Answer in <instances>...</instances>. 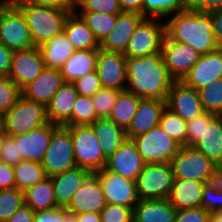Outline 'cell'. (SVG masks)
Here are the masks:
<instances>
[{
    "label": "cell",
    "mask_w": 222,
    "mask_h": 222,
    "mask_svg": "<svg viewBox=\"0 0 222 222\" xmlns=\"http://www.w3.org/2000/svg\"><path fill=\"white\" fill-rule=\"evenodd\" d=\"M49 123L46 106L28 100L23 95L4 114V131L8 136L27 133Z\"/></svg>",
    "instance_id": "6"
},
{
    "label": "cell",
    "mask_w": 222,
    "mask_h": 222,
    "mask_svg": "<svg viewBox=\"0 0 222 222\" xmlns=\"http://www.w3.org/2000/svg\"><path fill=\"white\" fill-rule=\"evenodd\" d=\"M205 184L192 179L174 178L169 202L176 210L201 207Z\"/></svg>",
    "instance_id": "27"
},
{
    "label": "cell",
    "mask_w": 222,
    "mask_h": 222,
    "mask_svg": "<svg viewBox=\"0 0 222 222\" xmlns=\"http://www.w3.org/2000/svg\"><path fill=\"white\" fill-rule=\"evenodd\" d=\"M91 174L89 170L76 166L73 169L51 176L57 206L66 208L75 192Z\"/></svg>",
    "instance_id": "25"
},
{
    "label": "cell",
    "mask_w": 222,
    "mask_h": 222,
    "mask_svg": "<svg viewBox=\"0 0 222 222\" xmlns=\"http://www.w3.org/2000/svg\"><path fill=\"white\" fill-rule=\"evenodd\" d=\"M13 51L0 43V77H8L11 70Z\"/></svg>",
    "instance_id": "53"
},
{
    "label": "cell",
    "mask_w": 222,
    "mask_h": 222,
    "mask_svg": "<svg viewBox=\"0 0 222 222\" xmlns=\"http://www.w3.org/2000/svg\"><path fill=\"white\" fill-rule=\"evenodd\" d=\"M183 11H201L203 12V0H181Z\"/></svg>",
    "instance_id": "58"
},
{
    "label": "cell",
    "mask_w": 222,
    "mask_h": 222,
    "mask_svg": "<svg viewBox=\"0 0 222 222\" xmlns=\"http://www.w3.org/2000/svg\"><path fill=\"white\" fill-rule=\"evenodd\" d=\"M25 205L34 212L58 208L51 177L45 178L24 191Z\"/></svg>",
    "instance_id": "33"
},
{
    "label": "cell",
    "mask_w": 222,
    "mask_h": 222,
    "mask_svg": "<svg viewBox=\"0 0 222 222\" xmlns=\"http://www.w3.org/2000/svg\"><path fill=\"white\" fill-rule=\"evenodd\" d=\"M64 32L76 50L100 49L99 41L75 11L67 17Z\"/></svg>",
    "instance_id": "31"
},
{
    "label": "cell",
    "mask_w": 222,
    "mask_h": 222,
    "mask_svg": "<svg viewBox=\"0 0 222 222\" xmlns=\"http://www.w3.org/2000/svg\"><path fill=\"white\" fill-rule=\"evenodd\" d=\"M47 177L63 173L76 167L70 131L59 126L51 136L48 149L41 162Z\"/></svg>",
    "instance_id": "11"
},
{
    "label": "cell",
    "mask_w": 222,
    "mask_h": 222,
    "mask_svg": "<svg viewBox=\"0 0 222 222\" xmlns=\"http://www.w3.org/2000/svg\"><path fill=\"white\" fill-rule=\"evenodd\" d=\"M201 207L209 213L222 210V174L220 172L215 176L213 182L204 185Z\"/></svg>",
    "instance_id": "42"
},
{
    "label": "cell",
    "mask_w": 222,
    "mask_h": 222,
    "mask_svg": "<svg viewBox=\"0 0 222 222\" xmlns=\"http://www.w3.org/2000/svg\"><path fill=\"white\" fill-rule=\"evenodd\" d=\"M145 165L132 139L126 138L119 148L107 158L106 169L126 179L137 181Z\"/></svg>",
    "instance_id": "17"
},
{
    "label": "cell",
    "mask_w": 222,
    "mask_h": 222,
    "mask_svg": "<svg viewBox=\"0 0 222 222\" xmlns=\"http://www.w3.org/2000/svg\"><path fill=\"white\" fill-rule=\"evenodd\" d=\"M220 79H222V47L201 55L182 82L199 90Z\"/></svg>",
    "instance_id": "19"
},
{
    "label": "cell",
    "mask_w": 222,
    "mask_h": 222,
    "mask_svg": "<svg viewBox=\"0 0 222 222\" xmlns=\"http://www.w3.org/2000/svg\"><path fill=\"white\" fill-rule=\"evenodd\" d=\"M210 15L212 17L215 40L222 47V9L210 12Z\"/></svg>",
    "instance_id": "56"
},
{
    "label": "cell",
    "mask_w": 222,
    "mask_h": 222,
    "mask_svg": "<svg viewBox=\"0 0 222 222\" xmlns=\"http://www.w3.org/2000/svg\"><path fill=\"white\" fill-rule=\"evenodd\" d=\"M101 43L114 29L118 14H107L91 11H75Z\"/></svg>",
    "instance_id": "36"
},
{
    "label": "cell",
    "mask_w": 222,
    "mask_h": 222,
    "mask_svg": "<svg viewBox=\"0 0 222 222\" xmlns=\"http://www.w3.org/2000/svg\"><path fill=\"white\" fill-rule=\"evenodd\" d=\"M144 17L132 34L123 53L125 57H143L160 53L165 37V22Z\"/></svg>",
    "instance_id": "10"
},
{
    "label": "cell",
    "mask_w": 222,
    "mask_h": 222,
    "mask_svg": "<svg viewBox=\"0 0 222 222\" xmlns=\"http://www.w3.org/2000/svg\"><path fill=\"white\" fill-rule=\"evenodd\" d=\"M91 126L106 158L110 157L127 138L125 130L109 118H98Z\"/></svg>",
    "instance_id": "30"
},
{
    "label": "cell",
    "mask_w": 222,
    "mask_h": 222,
    "mask_svg": "<svg viewBox=\"0 0 222 222\" xmlns=\"http://www.w3.org/2000/svg\"><path fill=\"white\" fill-rule=\"evenodd\" d=\"M165 21V35L175 42L188 44L201 55L213 52L217 44L210 13L181 11L168 16Z\"/></svg>",
    "instance_id": "2"
},
{
    "label": "cell",
    "mask_w": 222,
    "mask_h": 222,
    "mask_svg": "<svg viewBox=\"0 0 222 222\" xmlns=\"http://www.w3.org/2000/svg\"><path fill=\"white\" fill-rule=\"evenodd\" d=\"M7 136L8 135L5 133L4 130L0 133V152L2 150V147L4 145V142H5Z\"/></svg>",
    "instance_id": "63"
},
{
    "label": "cell",
    "mask_w": 222,
    "mask_h": 222,
    "mask_svg": "<svg viewBox=\"0 0 222 222\" xmlns=\"http://www.w3.org/2000/svg\"><path fill=\"white\" fill-rule=\"evenodd\" d=\"M187 124V146H193L204 131V113L186 122Z\"/></svg>",
    "instance_id": "50"
},
{
    "label": "cell",
    "mask_w": 222,
    "mask_h": 222,
    "mask_svg": "<svg viewBox=\"0 0 222 222\" xmlns=\"http://www.w3.org/2000/svg\"><path fill=\"white\" fill-rule=\"evenodd\" d=\"M22 95L21 89L9 77H0V113H7Z\"/></svg>",
    "instance_id": "44"
},
{
    "label": "cell",
    "mask_w": 222,
    "mask_h": 222,
    "mask_svg": "<svg viewBox=\"0 0 222 222\" xmlns=\"http://www.w3.org/2000/svg\"><path fill=\"white\" fill-rule=\"evenodd\" d=\"M166 104L168 109L186 122L205 112L198 91L185 85L182 81L172 83Z\"/></svg>",
    "instance_id": "16"
},
{
    "label": "cell",
    "mask_w": 222,
    "mask_h": 222,
    "mask_svg": "<svg viewBox=\"0 0 222 222\" xmlns=\"http://www.w3.org/2000/svg\"><path fill=\"white\" fill-rule=\"evenodd\" d=\"M193 147L222 167V115L204 112V131Z\"/></svg>",
    "instance_id": "23"
},
{
    "label": "cell",
    "mask_w": 222,
    "mask_h": 222,
    "mask_svg": "<svg viewBox=\"0 0 222 222\" xmlns=\"http://www.w3.org/2000/svg\"><path fill=\"white\" fill-rule=\"evenodd\" d=\"M173 182L171 163L145 164L136 181L139 200L168 198Z\"/></svg>",
    "instance_id": "9"
},
{
    "label": "cell",
    "mask_w": 222,
    "mask_h": 222,
    "mask_svg": "<svg viewBox=\"0 0 222 222\" xmlns=\"http://www.w3.org/2000/svg\"><path fill=\"white\" fill-rule=\"evenodd\" d=\"M132 140L145 164L170 163L180 148L159 125Z\"/></svg>",
    "instance_id": "8"
},
{
    "label": "cell",
    "mask_w": 222,
    "mask_h": 222,
    "mask_svg": "<svg viewBox=\"0 0 222 222\" xmlns=\"http://www.w3.org/2000/svg\"><path fill=\"white\" fill-rule=\"evenodd\" d=\"M45 68L44 61L38 47L14 51L11 70L8 75L22 90L34 81Z\"/></svg>",
    "instance_id": "15"
},
{
    "label": "cell",
    "mask_w": 222,
    "mask_h": 222,
    "mask_svg": "<svg viewBox=\"0 0 222 222\" xmlns=\"http://www.w3.org/2000/svg\"><path fill=\"white\" fill-rule=\"evenodd\" d=\"M0 43L13 52L34 47L25 16L14 3L0 4Z\"/></svg>",
    "instance_id": "7"
},
{
    "label": "cell",
    "mask_w": 222,
    "mask_h": 222,
    "mask_svg": "<svg viewBox=\"0 0 222 222\" xmlns=\"http://www.w3.org/2000/svg\"><path fill=\"white\" fill-rule=\"evenodd\" d=\"M0 160L13 167L16 166L21 160H23L21 154H18L16 142L13 137H6L0 152Z\"/></svg>",
    "instance_id": "49"
},
{
    "label": "cell",
    "mask_w": 222,
    "mask_h": 222,
    "mask_svg": "<svg viewBox=\"0 0 222 222\" xmlns=\"http://www.w3.org/2000/svg\"><path fill=\"white\" fill-rule=\"evenodd\" d=\"M78 95L92 97L102 86L97 70L84 74L72 82Z\"/></svg>",
    "instance_id": "47"
},
{
    "label": "cell",
    "mask_w": 222,
    "mask_h": 222,
    "mask_svg": "<svg viewBox=\"0 0 222 222\" xmlns=\"http://www.w3.org/2000/svg\"><path fill=\"white\" fill-rule=\"evenodd\" d=\"M183 11L181 0H144L142 16L165 19L174 13Z\"/></svg>",
    "instance_id": "39"
},
{
    "label": "cell",
    "mask_w": 222,
    "mask_h": 222,
    "mask_svg": "<svg viewBox=\"0 0 222 222\" xmlns=\"http://www.w3.org/2000/svg\"><path fill=\"white\" fill-rule=\"evenodd\" d=\"M17 0H1V3H14Z\"/></svg>",
    "instance_id": "65"
},
{
    "label": "cell",
    "mask_w": 222,
    "mask_h": 222,
    "mask_svg": "<svg viewBox=\"0 0 222 222\" xmlns=\"http://www.w3.org/2000/svg\"><path fill=\"white\" fill-rule=\"evenodd\" d=\"M47 68L61 69L69 57L76 51L66 33L54 35L46 43L38 47Z\"/></svg>",
    "instance_id": "29"
},
{
    "label": "cell",
    "mask_w": 222,
    "mask_h": 222,
    "mask_svg": "<svg viewBox=\"0 0 222 222\" xmlns=\"http://www.w3.org/2000/svg\"><path fill=\"white\" fill-rule=\"evenodd\" d=\"M144 17L137 13L118 14L114 29L100 43V49L124 53L137 25Z\"/></svg>",
    "instance_id": "24"
},
{
    "label": "cell",
    "mask_w": 222,
    "mask_h": 222,
    "mask_svg": "<svg viewBox=\"0 0 222 222\" xmlns=\"http://www.w3.org/2000/svg\"><path fill=\"white\" fill-rule=\"evenodd\" d=\"M101 222H133V208L106 203L100 212Z\"/></svg>",
    "instance_id": "46"
},
{
    "label": "cell",
    "mask_w": 222,
    "mask_h": 222,
    "mask_svg": "<svg viewBox=\"0 0 222 222\" xmlns=\"http://www.w3.org/2000/svg\"><path fill=\"white\" fill-rule=\"evenodd\" d=\"M139 101L140 97L135 94L127 90L120 91L108 118L126 130L136 113Z\"/></svg>",
    "instance_id": "34"
},
{
    "label": "cell",
    "mask_w": 222,
    "mask_h": 222,
    "mask_svg": "<svg viewBox=\"0 0 222 222\" xmlns=\"http://www.w3.org/2000/svg\"><path fill=\"white\" fill-rule=\"evenodd\" d=\"M197 91L205 112L222 115V79Z\"/></svg>",
    "instance_id": "40"
},
{
    "label": "cell",
    "mask_w": 222,
    "mask_h": 222,
    "mask_svg": "<svg viewBox=\"0 0 222 222\" xmlns=\"http://www.w3.org/2000/svg\"><path fill=\"white\" fill-rule=\"evenodd\" d=\"M222 9V0H203V12H212Z\"/></svg>",
    "instance_id": "60"
},
{
    "label": "cell",
    "mask_w": 222,
    "mask_h": 222,
    "mask_svg": "<svg viewBox=\"0 0 222 222\" xmlns=\"http://www.w3.org/2000/svg\"><path fill=\"white\" fill-rule=\"evenodd\" d=\"M166 107V100L140 98L136 113L125 130L126 137L132 139L158 126Z\"/></svg>",
    "instance_id": "21"
},
{
    "label": "cell",
    "mask_w": 222,
    "mask_h": 222,
    "mask_svg": "<svg viewBox=\"0 0 222 222\" xmlns=\"http://www.w3.org/2000/svg\"><path fill=\"white\" fill-rule=\"evenodd\" d=\"M14 4L25 16L36 47L46 43L54 35L61 34L67 17L74 11V9L40 6L23 0H17Z\"/></svg>",
    "instance_id": "3"
},
{
    "label": "cell",
    "mask_w": 222,
    "mask_h": 222,
    "mask_svg": "<svg viewBox=\"0 0 222 222\" xmlns=\"http://www.w3.org/2000/svg\"><path fill=\"white\" fill-rule=\"evenodd\" d=\"M16 188L13 166L0 160V190Z\"/></svg>",
    "instance_id": "51"
},
{
    "label": "cell",
    "mask_w": 222,
    "mask_h": 222,
    "mask_svg": "<svg viewBox=\"0 0 222 222\" xmlns=\"http://www.w3.org/2000/svg\"><path fill=\"white\" fill-rule=\"evenodd\" d=\"M210 222H222V210L213 211L210 213Z\"/></svg>",
    "instance_id": "62"
},
{
    "label": "cell",
    "mask_w": 222,
    "mask_h": 222,
    "mask_svg": "<svg viewBox=\"0 0 222 222\" xmlns=\"http://www.w3.org/2000/svg\"><path fill=\"white\" fill-rule=\"evenodd\" d=\"M74 11H91L107 14H121L119 0H79Z\"/></svg>",
    "instance_id": "45"
},
{
    "label": "cell",
    "mask_w": 222,
    "mask_h": 222,
    "mask_svg": "<svg viewBox=\"0 0 222 222\" xmlns=\"http://www.w3.org/2000/svg\"><path fill=\"white\" fill-rule=\"evenodd\" d=\"M161 53L169 75L174 81H182L201 56L192 46L171 41L166 35Z\"/></svg>",
    "instance_id": "12"
},
{
    "label": "cell",
    "mask_w": 222,
    "mask_h": 222,
    "mask_svg": "<svg viewBox=\"0 0 222 222\" xmlns=\"http://www.w3.org/2000/svg\"><path fill=\"white\" fill-rule=\"evenodd\" d=\"M96 70L102 88L125 90L127 84V64L123 53L99 49Z\"/></svg>",
    "instance_id": "14"
},
{
    "label": "cell",
    "mask_w": 222,
    "mask_h": 222,
    "mask_svg": "<svg viewBox=\"0 0 222 222\" xmlns=\"http://www.w3.org/2000/svg\"><path fill=\"white\" fill-rule=\"evenodd\" d=\"M102 184L106 203L134 208L139 201L137 185L133 180L109 172L106 168L94 173Z\"/></svg>",
    "instance_id": "13"
},
{
    "label": "cell",
    "mask_w": 222,
    "mask_h": 222,
    "mask_svg": "<svg viewBox=\"0 0 222 222\" xmlns=\"http://www.w3.org/2000/svg\"><path fill=\"white\" fill-rule=\"evenodd\" d=\"M98 119L91 97L78 95L71 118L63 126L91 125Z\"/></svg>",
    "instance_id": "38"
},
{
    "label": "cell",
    "mask_w": 222,
    "mask_h": 222,
    "mask_svg": "<svg viewBox=\"0 0 222 222\" xmlns=\"http://www.w3.org/2000/svg\"><path fill=\"white\" fill-rule=\"evenodd\" d=\"M125 90L140 98L167 100L174 80L170 77L162 53L143 57H126Z\"/></svg>",
    "instance_id": "1"
},
{
    "label": "cell",
    "mask_w": 222,
    "mask_h": 222,
    "mask_svg": "<svg viewBox=\"0 0 222 222\" xmlns=\"http://www.w3.org/2000/svg\"><path fill=\"white\" fill-rule=\"evenodd\" d=\"M34 222H64V208L35 212Z\"/></svg>",
    "instance_id": "52"
},
{
    "label": "cell",
    "mask_w": 222,
    "mask_h": 222,
    "mask_svg": "<svg viewBox=\"0 0 222 222\" xmlns=\"http://www.w3.org/2000/svg\"><path fill=\"white\" fill-rule=\"evenodd\" d=\"M119 92V90L112 88H101L91 97L98 118H108L110 116Z\"/></svg>",
    "instance_id": "43"
},
{
    "label": "cell",
    "mask_w": 222,
    "mask_h": 222,
    "mask_svg": "<svg viewBox=\"0 0 222 222\" xmlns=\"http://www.w3.org/2000/svg\"><path fill=\"white\" fill-rule=\"evenodd\" d=\"M175 222H210V213L202 207L177 210Z\"/></svg>",
    "instance_id": "48"
},
{
    "label": "cell",
    "mask_w": 222,
    "mask_h": 222,
    "mask_svg": "<svg viewBox=\"0 0 222 222\" xmlns=\"http://www.w3.org/2000/svg\"><path fill=\"white\" fill-rule=\"evenodd\" d=\"M64 222H77L76 213L64 208Z\"/></svg>",
    "instance_id": "61"
},
{
    "label": "cell",
    "mask_w": 222,
    "mask_h": 222,
    "mask_svg": "<svg viewBox=\"0 0 222 222\" xmlns=\"http://www.w3.org/2000/svg\"><path fill=\"white\" fill-rule=\"evenodd\" d=\"M77 96L78 93L74 85L70 82H65L46 106L49 122L63 126L71 118Z\"/></svg>",
    "instance_id": "28"
},
{
    "label": "cell",
    "mask_w": 222,
    "mask_h": 222,
    "mask_svg": "<svg viewBox=\"0 0 222 222\" xmlns=\"http://www.w3.org/2000/svg\"><path fill=\"white\" fill-rule=\"evenodd\" d=\"M170 163L174 178L192 179L204 183L213 182L220 168L193 146H180Z\"/></svg>",
    "instance_id": "4"
},
{
    "label": "cell",
    "mask_w": 222,
    "mask_h": 222,
    "mask_svg": "<svg viewBox=\"0 0 222 222\" xmlns=\"http://www.w3.org/2000/svg\"><path fill=\"white\" fill-rule=\"evenodd\" d=\"M24 204V192L18 188L0 190V222H7Z\"/></svg>",
    "instance_id": "41"
},
{
    "label": "cell",
    "mask_w": 222,
    "mask_h": 222,
    "mask_svg": "<svg viewBox=\"0 0 222 222\" xmlns=\"http://www.w3.org/2000/svg\"><path fill=\"white\" fill-rule=\"evenodd\" d=\"M99 49L76 50L60 69L65 82L72 83L84 74L96 70Z\"/></svg>",
    "instance_id": "32"
},
{
    "label": "cell",
    "mask_w": 222,
    "mask_h": 222,
    "mask_svg": "<svg viewBox=\"0 0 222 222\" xmlns=\"http://www.w3.org/2000/svg\"><path fill=\"white\" fill-rule=\"evenodd\" d=\"M176 212L168 198L139 200L133 208V222H175Z\"/></svg>",
    "instance_id": "26"
},
{
    "label": "cell",
    "mask_w": 222,
    "mask_h": 222,
    "mask_svg": "<svg viewBox=\"0 0 222 222\" xmlns=\"http://www.w3.org/2000/svg\"><path fill=\"white\" fill-rule=\"evenodd\" d=\"M65 80L59 69L45 67L40 75L22 90L28 100L47 106Z\"/></svg>",
    "instance_id": "22"
},
{
    "label": "cell",
    "mask_w": 222,
    "mask_h": 222,
    "mask_svg": "<svg viewBox=\"0 0 222 222\" xmlns=\"http://www.w3.org/2000/svg\"><path fill=\"white\" fill-rule=\"evenodd\" d=\"M159 126L180 146H187V124L167 107L162 113Z\"/></svg>",
    "instance_id": "37"
},
{
    "label": "cell",
    "mask_w": 222,
    "mask_h": 222,
    "mask_svg": "<svg viewBox=\"0 0 222 222\" xmlns=\"http://www.w3.org/2000/svg\"><path fill=\"white\" fill-rule=\"evenodd\" d=\"M75 4L79 1V0H72Z\"/></svg>",
    "instance_id": "67"
},
{
    "label": "cell",
    "mask_w": 222,
    "mask_h": 222,
    "mask_svg": "<svg viewBox=\"0 0 222 222\" xmlns=\"http://www.w3.org/2000/svg\"><path fill=\"white\" fill-rule=\"evenodd\" d=\"M32 4L54 7L60 9H75L76 4L72 0H23Z\"/></svg>",
    "instance_id": "54"
},
{
    "label": "cell",
    "mask_w": 222,
    "mask_h": 222,
    "mask_svg": "<svg viewBox=\"0 0 222 222\" xmlns=\"http://www.w3.org/2000/svg\"><path fill=\"white\" fill-rule=\"evenodd\" d=\"M144 0H119L122 12L137 13L142 15Z\"/></svg>",
    "instance_id": "57"
},
{
    "label": "cell",
    "mask_w": 222,
    "mask_h": 222,
    "mask_svg": "<svg viewBox=\"0 0 222 222\" xmlns=\"http://www.w3.org/2000/svg\"><path fill=\"white\" fill-rule=\"evenodd\" d=\"M219 172L222 174V167L219 168Z\"/></svg>",
    "instance_id": "66"
},
{
    "label": "cell",
    "mask_w": 222,
    "mask_h": 222,
    "mask_svg": "<svg viewBox=\"0 0 222 222\" xmlns=\"http://www.w3.org/2000/svg\"><path fill=\"white\" fill-rule=\"evenodd\" d=\"M105 205L106 200L102 184L95 174H91L75 192L66 209L76 214L100 213Z\"/></svg>",
    "instance_id": "20"
},
{
    "label": "cell",
    "mask_w": 222,
    "mask_h": 222,
    "mask_svg": "<svg viewBox=\"0 0 222 222\" xmlns=\"http://www.w3.org/2000/svg\"><path fill=\"white\" fill-rule=\"evenodd\" d=\"M58 127L49 122L27 133L12 136L16 142L18 154H21L23 160L41 163L49 147L52 133Z\"/></svg>",
    "instance_id": "18"
},
{
    "label": "cell",
    "mask_w": 222,
    "mask_h": 222,
    "mask_svg": "<svg viewBox=\"0 0 222 222\" xmlns=\"http://www.w3.org/2000/svg\"><path fill=\"white\" fill-rule=\"evenodd\" d=\"M13 170L16 188L23 192L47 178L40 162L21 160Z\"/></svg>",
    "instance_id": "35"
},
{
    "label": "cell",
    "mask_w": 222,
    "mask_h": 222,
    "mask_svg": "<svg viewBox=\"0 0 222 222\" xmlns=\"http://www.w3.org/2000/svg\"><path fill=\"white\" fill-rule=\"evenodd\" d=\"M35 212L27 205H23L21 208L9 218L7 222H34Z\"/></svg>",
    "instance_id": "55"
},
{
    "label": "cell",
    "mask_w": 222,
    "mask_h": 222,
    "mask_svg": "<svg viewBox=\"0 0 222 222\" xmlns=\"http://www.w3.org/2000/svg\"><path fill=\"white\" fill-rule=\"evenodd\" d=\"M72 137L76 166L92 174L106 167L107 158L101 150L98 137L91 125L64 126Z\"/></svg>",
    "instance_id": "5"
},
{
    "label": "cell",
    "mask_w": 222,
    "mask_h": 222,
    "mask_svg": "<svg viewBox=\"0 0 222 222\" xmlns=\"http://www.w3.org/2000/svg\"><path fill=\"white\" fill-rule=\"evenodd\" d=\"M4 130V114L0 113V133Z\"/></svg>",
    "instance_id": "64"
},
{
    "label": "cell",
    "mask_w": 222,
    "mask_h": 222,
    "mask_svg": "<svg viewBox=\"0 0 222 222\" xmlns=\"http://www.w3.org/2000/svg\"><path fill=\"white\" fill-rule=\"evenodd\" d=\"M76 216L77 222H101L100 213L86 212Z\"/></svg>",
    "instance_id": "59"
}]
</instances>
